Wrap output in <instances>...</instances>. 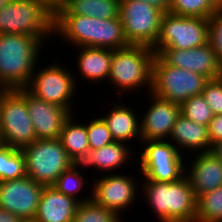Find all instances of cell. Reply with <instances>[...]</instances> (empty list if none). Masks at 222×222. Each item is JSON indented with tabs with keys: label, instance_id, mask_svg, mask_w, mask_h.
Listing matches in <instances>:
<instances>
[{
	"label": "cell",
	"instance_id": "60d3db41",
	"mask_svg": "<svg viewBox=\"0 0 222 222\" xmlns=\"http://www.w3.org/2000/svg\"><path fill=\"white\" fill-rule=\"evenodd\" d=\"M6 90H7L6 88L0 87V109H1L2 96Z\"/></svg>",
	"mask_w": 222,
	"mask_h": 222
},
{
	"label": "cell",
	"instance_id": "ab89813d",
	"mask_svg": "<svg viewBox=\"0 0 222 222\" xmlns=\"http://www.w3.org/2000/svg\"><path fill=\"white\" fill-rule=\"evenodd\" d=\"M12 0H0V10L9 4Z\"/></svg>",
	"mask_w": 222,
	"mask_h": 222
},
{
	"label": "cell",
	"instance_id": "1f68e13d",
	"mask_svg": "<svg viewBox=\"0 0 222 222\" xmlns=\"http://www.w3.org/2000/svg\"><path fill=\"white\" fill-rule=\"evenodd\" d=\"M86 131L90 150L102 148L115 141L106 122L101 116H97V118L93 119L91 118L89 123L87 121Z\"/></svg>",
	"mask_w": 222,
	"mask_h": 222
},
{
	"label": "cell",
	"instance_id": "ffe728a7",
	"mask_svg": "<svg viewBox=\"0 0 222 222\" xmlns=\"http://www.w3.org/2000/svg\"><path fill=\"white\" fill-rule=\"evenodd\" d=\"M168 141L172 142L181 154L186 153L185 151L196 152L195 154L211 151L207 126L197 124L182 114L173 125Z\"/></svg>",
	"mask_w": 222,
	"mask_h": 222
},
{
	"label": "cell",
	"instance_id": "7c38bea8",
	"mask_svg": "<svg viewBox=\"0 0 222 222\" xmlns=\"http://www.w3.org/2000/svg\"><path fill=\"white\" fill-rule=\"evenodd\" d=\"M164 12L138 0H121L120 19L130 45L153 47L158 39Z\"/></svg>",
	"mask_w": 222,
	"mask_h": 222
},
{
	"label": "cell",
	"instance_id": "f1b7e54d",
	"mask_svg": "<svg viewBox=\"0 0 222 222\" xmlns=\"http://www.w3.org/2000/svg\"><path fill=\"white\" fill-rule=\"evenodd\" d=\"M194 222H222V186L197 197Z\"/></svg>",
	"mask_w": 222,
	"mask_h": 222
},
{
	"label": "cell",
	"instance_id": "cb8c5ba5",
	"mask_svg": "<svg viewBox=\"0 0 222 222\" xmlns=\"http://www.w3.org/2000/svg\"><path fill=\"white\" fill-rule=\"evenodd\" d=\"M73 113L65 120L60 132L59 140L69 158L79 164L89 149L86 123L75 120Z\"/></svg>",
	"mask_w": 222,
	"mask_h": 222
},
{
	"label": "cell",
	"instance_id": "44dd1931",
	"mask_svg": "<svg viewBox=\"0 0 222 222\" xmlns=\"http://www.w3.org/2000/svg\"><path fill=\"white\" fill-rule=\"evenodd\" d=\"M120 103L115 101L111 109L100 116L106 122L115 141L130 144L136 139L140 143L142 141L140 117L135 113L136 111L132 110V107L127 106L122 101Z\"/></svg>",
	"mask_w": 222,
	"mask_h": 222
},
{
	"label": "cell",
	"instance_id": "2e32d148",
	"mask_svg": "<svg viewBox=\"0 0 222 222\" xmlns=\"http://www.w3.org/2000/svg\"><path fill=\"white\" fill-rule=\"evenodd\" d=\"M150 105L140 116V131L142 141L168 140L181 114V106L148 93Z\"/></svg>",
	"mask_w": 222,
	"mask_h": 222
},
{
	"label": "cell",
	"instance_id": "4dcf8cb0",
	"mask_svg": "<svg viewBox=\"0 0 222 222\" xmlns=\"http://www.w3.org/2000/svg\"><path fill=\"white\" fill-rule=\"evenodd\" d=\"M180 106L182 115L200 125L208 126L214 116L202 94L190 97Z\"/></svg>",
	"mask_w": 222,
	"mask_h": 222
},
{
	"label": "cell",
	"instance_id": "4316f807",
	"mask_svg": "<svg viewBox=\"0 0 222 222\" xmlns=\"http://www.w3.org/2000/svg\"><path fill=\"white\" fill-rule=\"evenodd\" d=\"M25 176V158L22 150L0 143V182Z\"/></svg>",
	"mask_w": 222,
	"mask_h": 222
},
{
	"label": "cell",
	"instance_id": "d6a6232c",
	"mask_svg": "<svg viewBox=\"0 0 222 222\" xmlns=\"http://www.w3.org/2000/svg\"><path fill=\"white\" fill-rule=\"evenodd\" d=\"M209 42L222 65V5L209 18Z\"/></svg>",
	"mask_w": 222,
	"mask_h": 222
},
{
	"label": "cell",
	"instance_id": "9a60e30c",
	"mask_svg": "<svg viewBox=\"0 0 222 222\" xmlns=\"http://www.w3.org/2000/svg\"><path fill=\"white\" fill-rule=\"evenodd\" d=\"M159 56L168 65L201 74L209 80L222 77V65L210 42L189 50L164 49Z\"/></svg>",
	"mask_w": 222,
	"mask_h": 222
},
{
	"label": "cell",
	"instance_id": "5bb4252c",
	"mask_svg": "<svg viewBox=\"0 0 222 222\" xmlns=\"http://www.w3.org/2000/svg\"><path fill=\"white\" fill-rule=\"evenodd\" d=\"M43 188L27 175L0 182V207L23 220H34Z\"/></svg>",
	"mask_w": 222,
	"mask_h": 222
},
{
	"label": "cell",
	"instance_id": "d4e9b609",
	"mask_svg": "<svg viewBox=\"0 0 222 222\" xmlns=\"http://www.w3.org/2000/svg\"><path fill=\"white\" fill-rule=\"evenodd\" d=\"M121 0H67L55 15H82L109 19L120 17Z\"/></svg>",
	"mask_w": 222,
	"mask_h": 222
},
{
	"label": "cell",
	"instance_id": "484cf974",
	"mask_svg": "<svg viewBox=\"0 0 222 222\" xmlns=\"http://www.w3.org/2000/svg\"><path fill=\"white\" fill-rule=\"evenodd\" d=\"M82 173L83 169L81 165L74 163L68 170L64 171L51 186L62 194L74 198L79 203L90 201L92 200L91 191L89 197L88 195H80L83 192L82 189H84V186L88 184L86 177Z\"/></svg>",
	"mask_w": 222,
	"mask_h": 222
},
{
	"label": "cell",
	"instance_id": "7402d4cb",
	"mask_svg": "<svg viewBox=\"0 0 222 222\" xmlns=\"http://www.w3.org/2000/svg\"><path fill=\"white\" fill-rule=\"evenodd\" d=\"M127 145L125 142L114 141L102 148L89 150L79 164L86 169L92 167L91 169H98L101 173L111 174L133 159L131 144Z\"/></svg>",
	"mask_w": 222,
	"mask_h": 222
},
{
	"label": "cell",
	"instance_id": "4fadbf2b",
	"mask_svg": "<svg viewBox=\"0 0 222 222\" xmlns=\"http://www.w3.org/2000/svg\"><path fill=\"white\" fill-rule=\"evenodd\" d=\"M125 174L123 172L122 174L112 172L110 175L106 173L94 180V183L92 181L93 185L91 184L92 200L97 205L110 209L120 216H123L121 213L126 212L128 207L131 209V205L136 203V195L139 194L137 189H140L138 186L141 185L140 182L136 183V178L130 176V173H128L129 176Z\"/></svg>",
	"mask_w": 222,
	"mask_h": 222
},
{
	"label": "cell",
	"instance_id": "8992f818",
	"mask_svg": "<svg viewBox=\"0 0 222 222\" xmlns=\"http://www.w3.org/2000/svg\"><path fill=\"white\" fill-rule=\"evenodd\" d=\"M208 81L201 74L168 65L159 55H155L150 93L181 105L190 97L202 94Z\"/></svg>",
	"mask_w": 222,
	"mask_h": 222
},
{
	"label": "cell",
	"instance_id": "277c9868",
	"mask_svg": "<svg viewBox=\"0 0 222 222\" xmlns=\"http://www.w3.org/2000/svg\"><path fill=\"white\" fill-rule=\"evenodd\" d=\"M155 55L151 47L144 45H129L113 50L108 81L115 85L121 100V95L127 91L137 93L136 91H141L144 87L147 88V94L151 92L152 63Z\"/></svg>",
	"mask_w": 222,
	"mask_h": 222
},
{
	"label": "cell",
	"instance_id": "603a6c76",
	"mask_svg": "<svg viewBox=\"0 0 222 222\" xmlns=\"http://www.w3.org/2000/svg\"><path fill=\"white\" fill-rule=\"evenodd\" d=\"M79 49L77 68L83 81L97 84L100 81H108L111 68L113 49L77 47ZM107 79V80H106Z\"/></svg>",
	"mask_w": 222,
	"mask_h": 222
},
{
	"label": "cell",
	"instance_id": "e575fe53",
	"mask_svg": "<svg viewBox=\"0 0 222 222\" xmlns=\"http://www.w3.org/2000/svg\"><path fill=\"white\" fill-rule=\"evenodd\" d=\"M208 137L211 144V148L214 144L222 141V114L214 115L212 120L207 126Z\"/></svg>",
	"mask_w": 222,
	"mask_h": 222
},
{
	"label": "cell",
	"instance_id": "7a4b0ae2",
	"mask_svg": "<svg viewBox=\"0 0 222 222\" xmlns=\"http://www.w3.org/2000/svg\"><path fill=\"white\" fill-rule=\"evenodd\" d=\"M45 46L26 34H0V87L26 88Z\"/></svg>",
	"mask_w": 222,
	"mask_h": 222
},
{
	"label": "cell",
	"instance_id": "836d02e7",
	"mask_svg": "<svg viewBox=\"0 0 222 222\" xmlns=\"http://www.w3.org/2000/svg\"><path fill=\"white\" fill-rule=\"evenodd\" d=\"M213 115L222 114V77L210 79L202 92Z\"/></svg>",
	"mask_w": 222,
	"mask_h": 222
},
{
	"label": "cell",
	"instance_id": "6da1fadb",
	"mask_svg": "<svg viewBox=\"0 0 222 222\" xmlns=\"http://www.w3.org/2000/svg\"><path fill=\"white\" fill-rule=\"evenodd\" d=\"M69 46L122 49L128 47L120 17L100 19L82 15H55L54 37ZM63 38V39H62Z\"/></svg>",
	"mask_w": 222,
	"mask_h": 222
},
{
	"label": "cell",
	"instance_id": "b9f144b4",
	"mask_svg": "<svg viewBox=\"0 0 222 222\" xmlns=\"http://www.w3.org/2000/svg\"><path fill=\"white\" fill-rule=\"evenodd\" d=\"M23 222H36L35 220H23Z\"/></svg>",
	"mask_w": 222,
	"mask_h": 222
},
{
	"label": "cell",
	"instance_id": "52a82bcc",
	"mask_svg": "<svg viewBox=\"0 0 222 222\" xmlns=\"http://www.w3.org/2000/svg\"><path fill=\"white\" fill-rule=\"evenodd\" d=\"M36 139L26 104V88L7 89L0 109V143L22 149Z\"/></svg>",
	"mask_w": 222,
	"mask_h": 222
},
{
	"label": "cell",
	"instance_id": "8fae6325",
	"mask_svg": "<svg viewBox=\"0 0 222 222\" xmlns=\"http://www.w3.org/2000/svg\"><path fill=\"white\" fill-rule=\"evenodd\" d=\"M59 63L57 60L56 63H49L42 68L37 64L26 89L35 97L54 103L74 114L72 102L77 94L75 92L78 80L71 70L65 69L64 64Z\"/></svg>",
	"mask_w": 222,
	"mask_h": 222
},
{
	"label": "cell",
	"instance_id": "ba28073f",
	"mask_svg": "<svg viewBox=\"0 0 222 222\" xmlns=\"http://www.w3.org/2000/svg\"><path fill=\"white\" fill-rule=\"evenodd\" d=\"M21 150L26 175L44 186H51L74 164L59 139H36Z\"/></svg>",
	"mask_w": 222,
	"mask_h": 222
},
{
	"label": "cell",
	"instance_id": "5b68a950",
	"mask_svg": "<svg viewBox=\"0 0 222 222\" xmlns=\"http://www.w3.org/2000/svg\"><path fill=\"white\" fill-rule=\"evenodd\" d=\"M54 19L55 13L40 1L12 0L0 10V34H26L44 44L54 35Z\"/></svg>",
	"mask_w": 222,
	"mask_h": 222
},
{
	"label": "cell",
	"instance_id": "e0dca14e",
	"mask_svg": "<svg viewBox=\"0 0 222 222\" xmlns=\"http://www.w3.org/2000/svg\"><path fill=\"white\" fill-rule=\"evenodd\" d=\"M26 104L37 139H59L70 112L54 103L39 99L26 89Z\"/></svg>",
	"mask_w": 222,
	"mask_h": 222
},
{
	"label": "cell",
	"instance_id": "3957f363",
	"mask_svg": "<svg viewBox=\"0 0 222 222\" xmlns=\"http://www.w3.org/2000/svg\"><path fill=\"white\" fill-rule=\"evenodd\" d=\"M140 181V192L158 222H194L197 198L186 175L174 182Z\"/></svg>",
	"mask_w": 222,
	"mask_h": 222
},
{
	"label": "cell",
	"instance_id": "f546056e",
	"mask_svg": "<svg viewBox=\"0 0 222 222\" xmlns=\"http://www.w3.org/2000/svg\"><path fill=\"white\" fill-rule=\"evenodd\" d=\"M116 212L97 205L93 200L79 203L75 212V222H125Z\"/></svg>",
	"mask_w": 222,
	"mask_h": 222
},
{
	"label": "cell",
	"instance_id": "9c48e42d",
	"mask_svg": "<svg viewBox=\"0 0 222 222\" xmlns=\"http://www.w3.org/2000/svg\"><path fill=\"white\" fill-rule=\"evenodd\" d=\"M143 143V144H142ZM140 173L144 180L174 182L185 176L186 163L177 147L168 140L141 141ZM185 159V160H184Z\"/></svg>",
	"mask_w": 222,
	"mask_h": 222
},
{
	"label": "cell",
	"instance_id": "ac0fdd59",
	"mask_svg": "<svg viewBox=\"0 0 222 222\" xmlns=\"http://www.w3.org/2000/svg\"><path fill=\"white\" fill-rule=\"evenodd\" d=\"M192 157L194 159L189 164L191 166L186 163L185 175L190 181L195 197L221 187V160L212 151L192 154Z\"/></svg>",
	"mask_w": 222,
	"mask_h": 222
},
{
	"label": "cell",
	"instance_id": "d590c367",
	"mask_svg": "<svg viewBox=\"0 0 222 222\" xmlns=\"http://www.w3.org/2000/svg\"><path fill=\"white\" fill-rule=\"evenodd\" d=\"M138 1H144L150 5L158 8L159 10H161L164 13L169 12L170 3H171V0H138Z\"/></svg>",
	"mask_w": 222,
	"mask_h": 222
},
{
	"label": "cell",
	"instance_id": "d6986e66",
	"mask_svg": "<svg viewBox=\"0 0 222 222\" xmlns=\"http://www.w3.org/2000/svg\"><path fill=\"white\" fill-rule=\"evenodd\" d=\"M79 202L64 195L53 186H44L38 210L34 220L36 222H72Z\"/></svg>",
	"mask_w": 222,
	"mask_h": 222
},
{
	"label": "cell",
	"instance_id": "30bf717a",
	"mask_svg": "<svg viewBox=\"0 0 222 222\" xmlns=\"http://www.w3.org/2000/svg\"><path fill=\"white\" fill-rule=\"evenodd\" d=\"M209 42V18L164 13L160 31L152 47L156 55L164 49L189 50Z\"/></svg>",
	"mask_w": 222,
	"mask_h": 222
},
{
	"label": "cell",
	"instance_id": "f35d334b",
	"mask_svg": "<svg viewBox=\"0 0 222 222\" xmlns=\"http://www.w3.org/2000/svg\"><path fill=\"white\" fill-rule=\"evenodd\" d=\"M211 151L221 160L222 162V141L217 142L211 148Z\"/></svg>",
	"mask_w": 222,
	"mask_h": 222
},
{
	"label": "cell",
	"instance_id": "83f0119b",
	"mask_svg": "<svg viewBox=\"0 0 222 222\" xmlns=\"http://www.w3.org/2000/svg\"><path fill=\"white\" fill-rule=\"evenodd\" d=\"M222 5V0H171L169 13L186 16L210 18Z\"/></svg>",
	"mask_w": 222,
	"mask_h": 222
},
{
	"label": "cell",
	"instance_id": "74e56055",
	"mask_svg": "<svg viewBox=\"0 0 222 222\" xmlns=\"http://www.w3.org/2000/svg\"><path fill=\"white\" fill-rule=\"evenodd\" d=\"M44 3L53 13L62 8L67 0H37Z\"/></svg>",
	"mask_w": 222,
	"mask_h": 222
},
{
	"label": "cell",
	"instance_id": "8d00e7d4",
	"mask_svg": "<svg viewBox=\"0 0 222 222\" xmlns=\"http://www.w3.org/2000/svg\"><path fill=\"white\" fill-rule=\"evenodd\" d=\"M0 222H23V219L0 207Z\"/></svg>",
	"mask_w": 222,
	"mask_h": 222
}]
</instances>
